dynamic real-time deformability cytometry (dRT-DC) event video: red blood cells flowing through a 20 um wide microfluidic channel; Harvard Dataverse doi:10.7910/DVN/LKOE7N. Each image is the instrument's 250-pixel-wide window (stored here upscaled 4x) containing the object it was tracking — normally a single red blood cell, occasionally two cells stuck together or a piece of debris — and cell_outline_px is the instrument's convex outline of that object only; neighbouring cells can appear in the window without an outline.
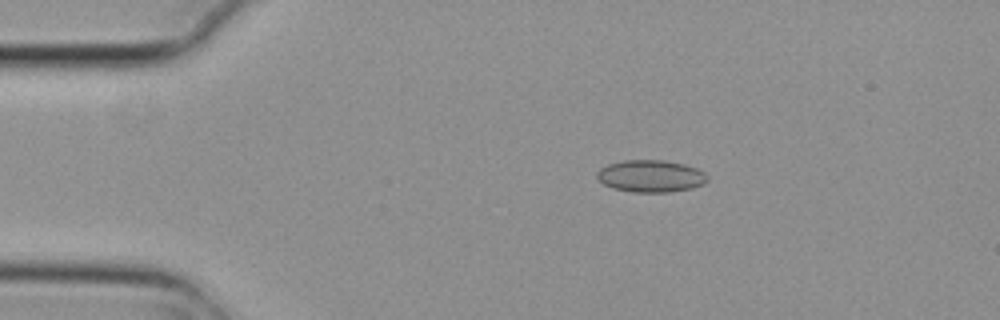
{"species": "common noctule bat (a hibernating species)", "species_latin": "Nyctalus noctula", "temperature_condition": "cold", "stored_images_in_passage": 6, "camera_frame_rate_fps": 3000, "um_per_image_px": 0.085, "animal": {"sex": "female", "body_mass_g": 29.2, "forearm_length_mm": 56.3}, "frame": {"image": 1, "passage_image": 2, "time_ms": 0.333, "image_size_px": [1000, 320], "cell_outline_px": [[708, 180], [704, 184], [692, 188], [668, 192], [632, 192], [612, 188], [604, 184], [596, 176], [596, 172], [600, 168], [608, 164], [624, 160], [664, 160], [684, 164], [696, 168], [704, 172], [708, 176]], "centroid_in_image_um": [55.32, 14.97], "position_along_channel_um": 29.7, "area_um2": 20.75}}
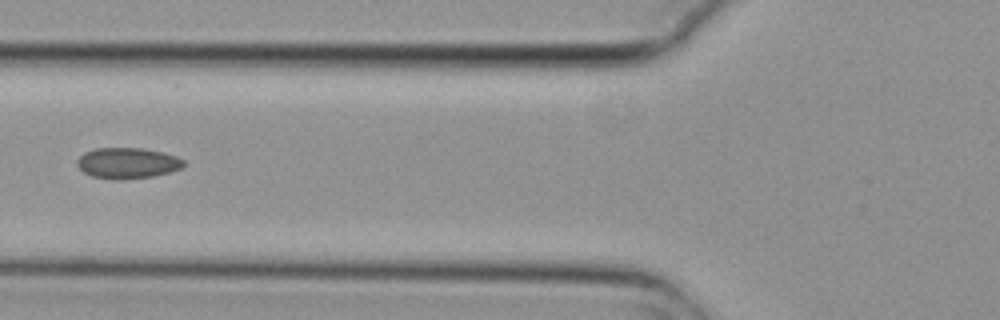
{"frame": {"image": 2, "passage_image": 5, "time_ms": 1.333, "image_size_px": [1000, 320], "cell_outline_px": [[184, 164], [180, 168], [168, 172], [152, 176], [124, 180], [116, 180], [92, 176], [84, 172], [76, 164], [76, 160], [84, 152], [96, 148], [144, 148], [164, 152], [176, 156], [184, 160]], "centroid_in_image_um": [10.81, 13.86], "position_along_channel_um": 115.0, "area_um2": 19.19}}
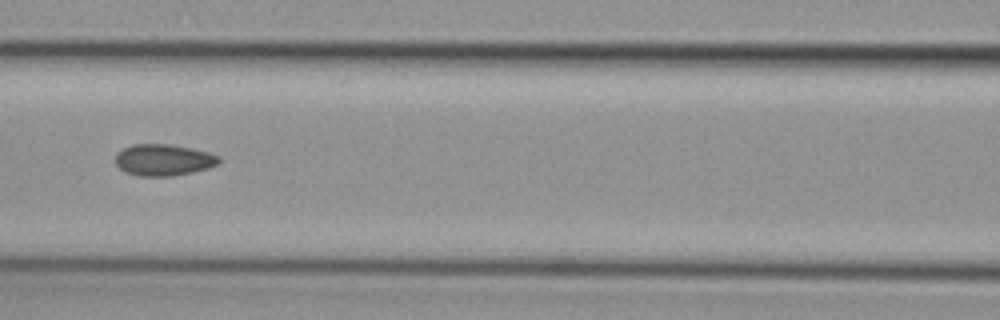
{"frame": {"image": 3, "passage_image": 6, "time_ms": 1.667, "image_size_px": [1000, 320], "cell_outline_px": [[220, 164], [208, 168], [192, 172], [172, 176], [136, 176], [124, 172], [112, 160], [116, 152], [132, 144], [168, 144], [192, 148], [208, 152], [220, 156]], "centroid_in_image_um": [13.86, 13.59], "position_along_channel_um": 152.7, "area_um2": 19.36}}